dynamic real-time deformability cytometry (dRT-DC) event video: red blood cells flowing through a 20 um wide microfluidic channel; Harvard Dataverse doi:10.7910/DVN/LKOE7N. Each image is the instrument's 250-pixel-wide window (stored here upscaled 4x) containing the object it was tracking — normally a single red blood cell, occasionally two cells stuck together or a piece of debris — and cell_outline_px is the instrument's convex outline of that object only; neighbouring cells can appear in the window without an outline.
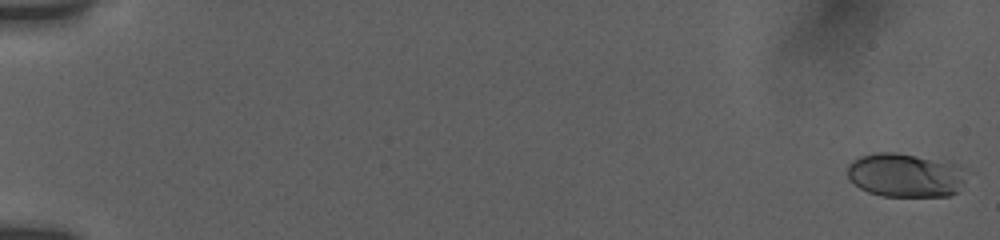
{"species": "human", "species_latin": "Homo sapiens", "temperature_condition": "room temperature", "stored_images_in_passage": 50, "camera_frame_rate_fps": 3000, "um_per_image_px": 0.085, "donor": {"sex": "female"}, "frame": {"image": 1, "passage_image": 1, "time_ms": 0.0, "image_size_px": [1000, 240], "cell_outline_px": [[964, 180], [956, 192], [948, 196], [884, 196], [868, 192], [860, 188], [848, 176], [848, 164], [852, 160], [860, 156], [876, 152], [896, 152], [952, 160], [960, 164]], "centroid_in_image_um": [76.97, 14.85], "position_along_channel_um": 8.0, "area_um2": 30.75}}
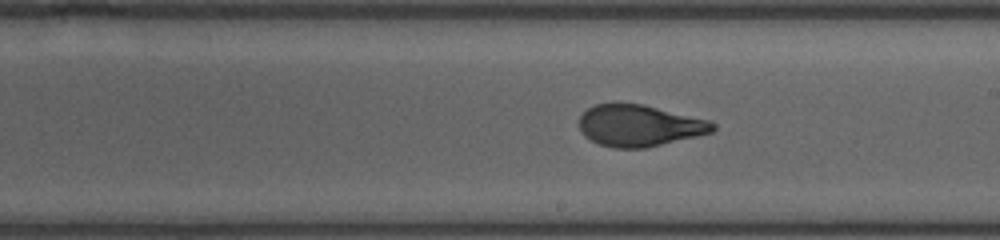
{"frame": {"image": 2, "passage_image": 28, "time_ms": 11.0, "image_size_px": [1000, 240], "cell_outline_px": [[716, 128], [712, 132], [696, 136], [644, 148], [616, 148], [600, 144], [584, 136], [580, 128], [580, 116], [588, 108], [596, 104], [616, 100], [644, 104], [712, 120], [716, 124]], "centroid_in_image_um": [54.35, 10.63], "position_along_channel_um": 234.6, "area_um2": 32.89}}
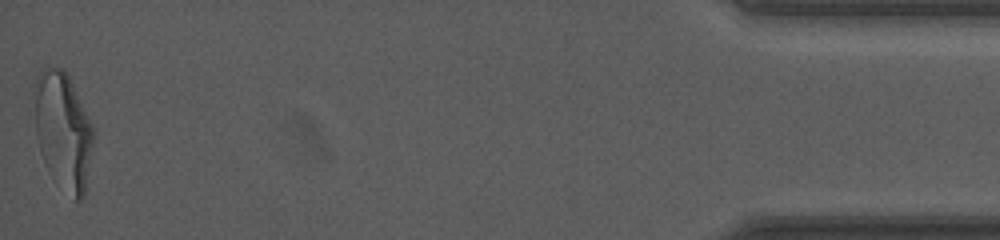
{"frame": {"image": 3, "passage_image": 50, "time_ms": 18.333, "image_size_px": [1000, 240], "cell_outline_px": [[96, 132], [84, 196], [80, 200], [76, 200], [56, 184], [52, 180], [40, 152], [36, 136], [36, 80], [40, 72], [44, 68], [64, 68]], "centroid_in_image_um": [5.4, 11.19], "position_along_channel_um": 429.8, "area_um2": 40.11}, "authors_computed_cell_mechanics": {"area_um2": 32.8882, "velocity_mm_per_s": 3.7917, "shape_relaxation_time_tau1_ms": 4.5954, "shape_relaxation_time_tau2_ms": 0.9011, "deformation_change_tau1": 0.1812, "deformation_change_tau2": 0.0671}}